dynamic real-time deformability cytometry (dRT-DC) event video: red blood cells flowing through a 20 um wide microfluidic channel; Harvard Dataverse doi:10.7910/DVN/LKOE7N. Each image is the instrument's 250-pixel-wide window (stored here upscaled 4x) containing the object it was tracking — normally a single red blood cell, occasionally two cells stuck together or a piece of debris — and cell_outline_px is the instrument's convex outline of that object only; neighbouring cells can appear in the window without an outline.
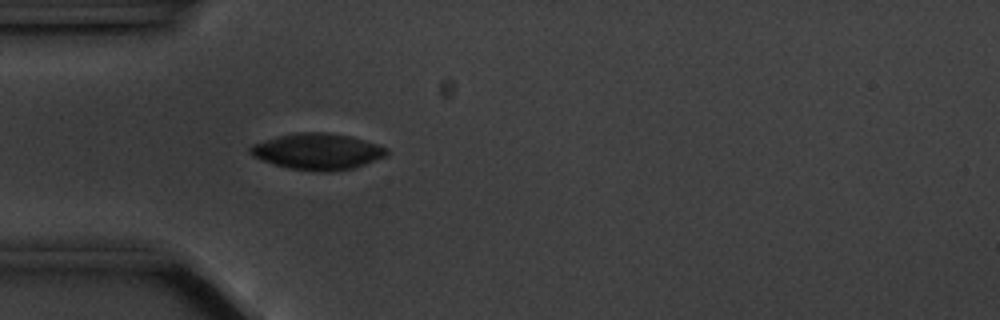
{"species": "common noctule bat (a hibernating species)", "species_latin": "Nyctalus noctula", "temperature_condition": "cold", "stored_images_in_passage": 44, "camera_frame_rate_fps": 3000, "um_per_image_px": 0.085, "animal": {"sex": "male", "body_mass_g": 20.1, "forearm_length_mm": 53.5}, "frame": {"image": 1, "passage_image": 4, "time_ms": 1.0, "image_size_px": [1000, 320], "cell_outline_px": [[388, 156], [352, 168], [328, 172], [320, 172], [292, 168], [276, 164], [252, 156], [248, 152], [248, 148], [252, 144], [276, 136], [296, 132], [328, 132], [348, 136], [364, 140], [388, 148]], "centroid_in_image_um": [26.99, 12.86], "position_along_channel_um": 58.0, "area_um2": 28.67}}
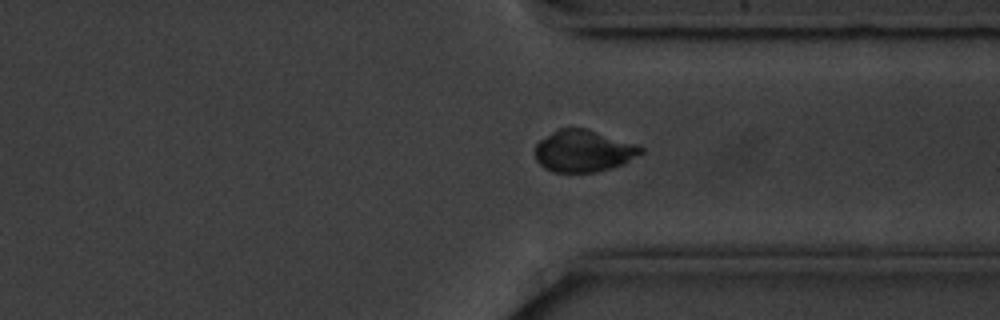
{"frame": {"image": 2, "passage_image": 30, "time_ms": 9.667, "image_size_px": [1000, 320], "cell_outline_px": [[644, 152], [624, 164], [612, 168], [596, 172], [552, 172], [544, 168], [536, 160], [536, 144], [540, 140], [552, 132], [560, 128], [588, 128], [636, 144], [644, 148]], "centroid_in_image_um": [49.62, 12.83], "position_along_channel_um": 361.8, "area_um2": 25.95}}
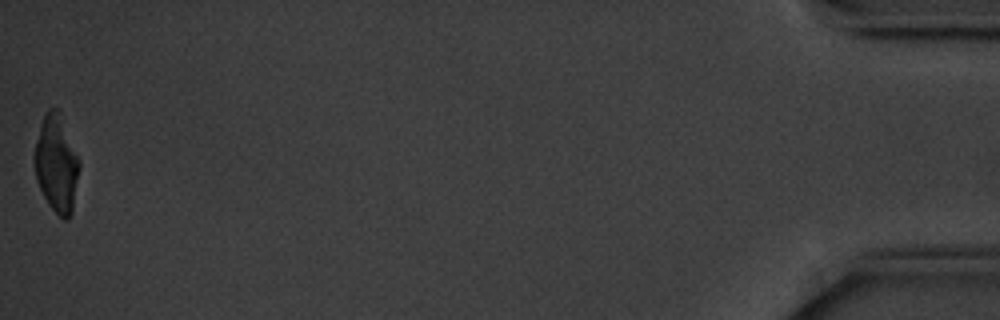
{"frame": {"image": 3, "passage_image": 44, "time_ms": 14.333, "image_size_px": [1000, 320], "cell_outline_px": [[80, 168], [72, 212], [68, 220], [64, 220], [48, 204], [36, 180], [32, 160], [32, 156], [36, 140], [44, 112], [48, 108], [56, 108], [60, 112], [80, 160]], "centroid_in_image_um": [4.79, 13.9], "position_along_channel_um": 430.4, "area_um2": 25.84}, "authors_computed_cell_mechanics": {"area_um2": 26.5302, "velocity_mm_per_s": 3.538, "shape_relaxation_time_tau1_ms": 4.1788, "shape_relaxation_time_tau2_ms": null, "deformation_change_tau1": 0.1438, "deformation_change_tau2": null}}